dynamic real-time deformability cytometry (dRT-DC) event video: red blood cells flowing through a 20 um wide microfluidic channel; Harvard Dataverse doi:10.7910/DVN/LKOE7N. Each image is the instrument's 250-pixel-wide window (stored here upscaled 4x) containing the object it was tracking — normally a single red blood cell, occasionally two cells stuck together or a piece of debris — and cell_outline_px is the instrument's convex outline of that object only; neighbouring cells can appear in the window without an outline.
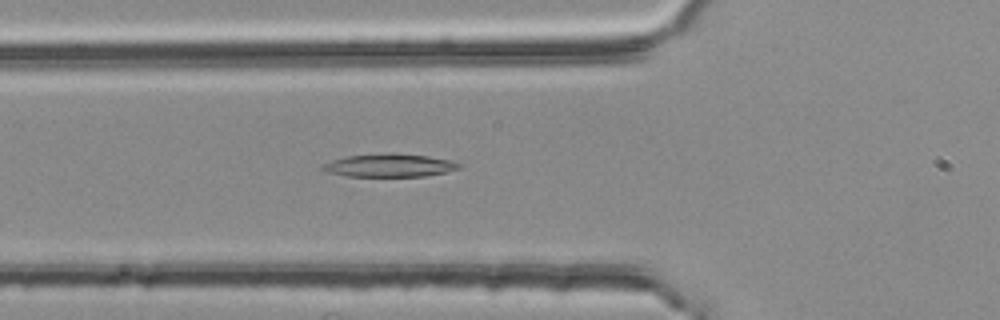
{"species": "common noctule bat (a hibernating species)", "species_latin": "Nyctalus noctula", "temperature_condition": "room temperature", "stored_images_in_passage": 44, "segment_of_instrument_passage": [1, 2], "camera_frame_rate_fps": 3000, "um_per_image_px": 0.085, "animal": {"sex": "female", "body_mass_g": 25.1}, "frame": {"image": 1, "passage_image": 8, "time_ms": 2.333, "image_size_px": [1000, 320], "cell_outline_px": [[464, 164], [460, 168], [448, 172], [424, 176], [344, 176], [328, 172], [320, 168], [324, 164], [332, 160], [348, 156], [392, 152], [428, 156], [452, 160]], "centroid_in_image_um": [33.17, 14.05], "position_along_channel_um": 92.6, "area_um2": 18.5}}
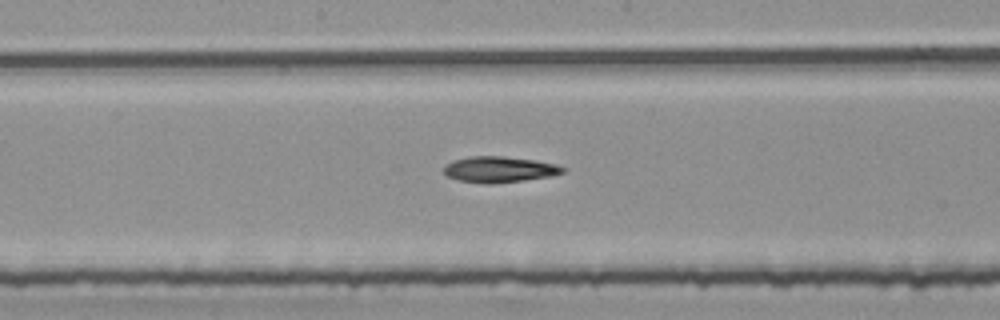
{"frame": {"image": 2, "passage_image": 17, "time_ms": 5.333, "image_size_px": [1000, 320], "cell_outline_px": [[564, 172], [552, 176], [488, 184], [456, 180], [448, 176], [444, 172], [444, 168], [452, 160], [472, 156], [504, 156], [536, 160], [556, 164], [564, 168]], "centroid_in_image_um": [42.44, 14.39], "position_along_channel_um": 205.8, "area_um2": 17.8}}
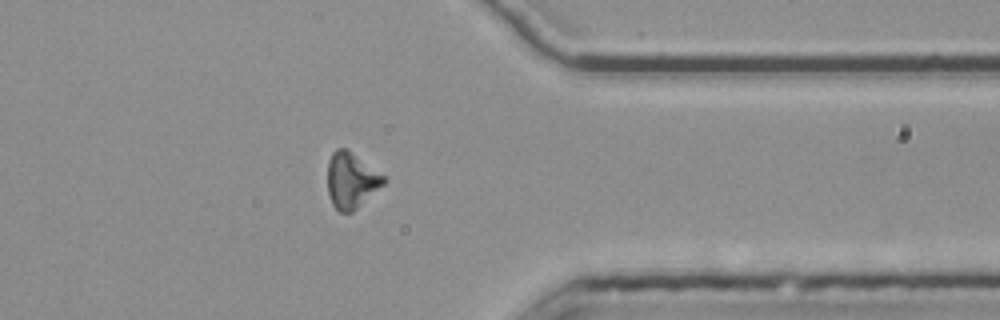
{"frame": {"image": 3, "passage_image": 32, "time_ms": 10.333, "image_size_px": [1000, 320], "cell_outline_px": [[388, 180], [384, 184], [352, 212], [340, 212], [332, 204], [328, 192], [328, 164], [332, 152], [336, 148], [344, 148], [384, 176]], "centroid_in_image_um": [29.84, 15.35], "position_along_channel_um": 381.6, "area_um2": 17.74}}